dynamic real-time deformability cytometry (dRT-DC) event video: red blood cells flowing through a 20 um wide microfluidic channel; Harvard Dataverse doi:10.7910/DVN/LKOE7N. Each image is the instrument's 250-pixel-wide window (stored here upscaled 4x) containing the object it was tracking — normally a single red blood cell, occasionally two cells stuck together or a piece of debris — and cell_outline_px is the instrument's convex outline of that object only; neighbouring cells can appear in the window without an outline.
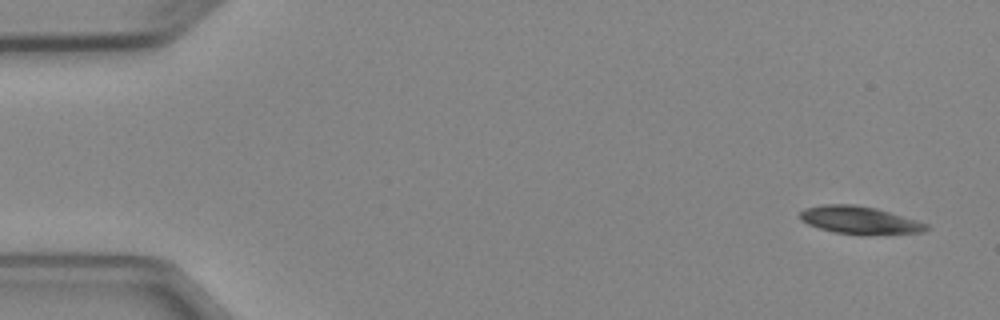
{"species": "Egyptian fruit bat (a non-hibernating species)", "species_latin": "Rousettus aegyptiacus", "temperature_condition": "cold", "stored_images_in_passage": 6, "camera_frame_rate_fps": 3000, "um_per_image_px": 0.085, "animal": {"sex": "female"}, "frame": {"image": 1, "passage_image": 1, "time_ms": 0.0, "image_size_px": [1000, 320], "cell_outline_px": [[928, 228], [920, 232], [836, 232], [820, 228], [808, 224], [800, 220], [800, 212], [804, 208], [820, 204], [856, 204], [876, 208], [916, 220], [928, 224]], "centroid_in_image_um": [72.96, 18.64], "position_along_channel_um": 12.0, "area_um2": 19.31}}
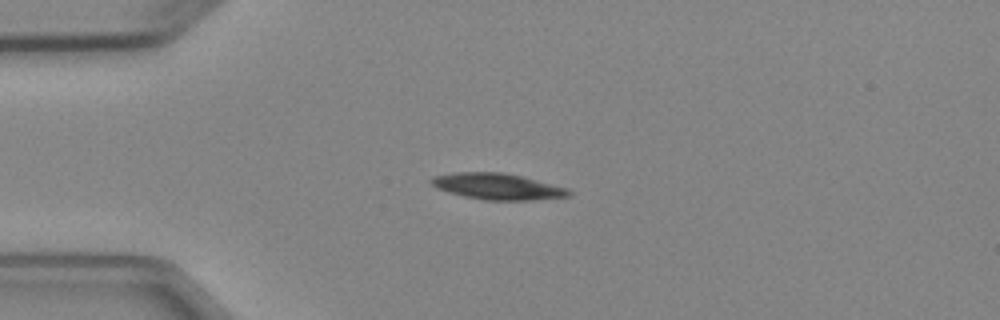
{"frame": {"image": 2, "passage_image": 4, "time_ms": 3.333, "image_size_px": [1000, 320], "cell_outline_px": [[572, 192], [568, 196], [532, 200], [484, 200], [464, 196], [448, 192], [436, 188], [428, 180], [432, 176], [456, 172], [504, 172], [524, 176], [568, 188]], "centroid_in_image_um": [42.27, 15.84], "position_along_channel_um": 42.7, "area_um2": 21.15}}